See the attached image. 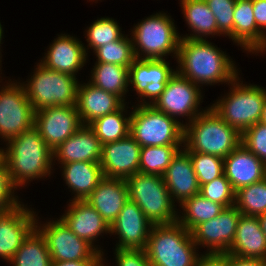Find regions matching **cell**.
<instances>
[{
  "mask_svg": "<svg viewBox=\"0 0 266 266\" xmlns=\"http://www.w3.org/2000/svg\"><path fill=\"white\" fill-rule=\"evenodd\" d=\"M242 215L258 217L266 213V177L235 193V205Z\"/></svg>",
  "mask_w": 266,
  "mask_h": 266,
  "instance_id": "obj_35",
  "label": "cell"
},
{
  "mask_svg": "<svg viewBox=\"0 0 266 266\" xmlns=\"http://www.w3.org/2000/svg\"><path fill=\"white\" fill-rule=\"evenodd\" d=\"M241 144L266 164V125L258 122L242 134Z\"/></svg>",
  "mask_w": 266,
  "mask_h": 266,
  "instance_id": "obj_41",
  "label": "cell"
},
{
  "mask_svg": "<svg viewBox=\"0 0 266 266\" xmlns=\"http://www.w3.org/2000/svg\"><path fill=\"white\" fill-rule=\"evenodd\" d=\"M3 160V149H0V162Z\"/></svg>",
  "mask_w": 266,
  "mask_h": 266,
  "instance_id": "obj_51",
  "label": "cell"
},
{
  "mask_svg": "<svg viewBox=\"0 0 266 266\" xmlns=\"http://www.w3.org/2000/svg\"><path fill=\"white\" fill-rule=\"evenodd\" d=\"M192 160L199 185L211 182L224 174V159L215 155L187 152Z\"/></svg>",
  "mask_w": 266,
  "mask_h": 266,
  "instance_id": "obj_37",
  "label": "cell"
},
{
  "mask_svg": "<svg viewBox=\"0 0 266 266\" xmlns=\"http://www.w3.org/2000/svg\"><path fill=\"white\" fill-rule=\"evenodd\" d=\"M7 146L3 160L16 189L30 179L50 175L53 151L34 127L10 139Z\"/></svg>",
  "mask_w": 266,
  "mask_h": 266,
  "instance_id": "obj_2",
  "label": "cell"
},
{
  "mask_svg": "<svg viewBox=\"0 0 266 266\" xmlns=\"http://www.w3.org/2000/svg\"><path fill=\"white\" fill-rule=\"evenodd\" d=\"M224 175L234 191L266 177V164L240 144L224 158Z\"/></svg>",
  "mask_w": 266,
  "mask_h": 266,
  "instance_id": "obj_19",
  "label": "cell"
},
{
  "mask_svg": "<svg viewBox=\"0 0 266 266\" xmlns=\"http://www.w3.org/2000/svg\"><path fill=\"white\" fill-rule=\"evenodd\" d=\"M62 166L66 184L76 193L73 200H86L104 177L100 163L78 161Z\"/></svg>",
  "mask_w": 266,
  "mask_h": 266,
  "instance_id": "obj_28",
  "label": "cell"
},
{
  "mask_svg": "<svg viewBox=\"0 0 266 266\" xmlns=\"http://www.w3.org/2000/svg\"><path fill=\"white\" fill-rule=\"evenodd\" d=\"M184 17L193 34L181 38L204 39L206 35L218 34L214 14L205 0H181Z\"/></svg>",
  "mask_w": 266,
  "mask_h": 266,
  "instance_id": "obj_29",
  "label": "cell"
},
{
  "mask_svg": "<svg viewBox=\"0 0 266 266\" xmlns=\"http://www.w3.org/2000/svg\"><path fill=\"white\" fill-rule=\"evenodd\" d=\"M118 266H152L143 249H115Z\"/></svg>",
  "mask_w": 266,
  "mask_h": 266,
  "instance_id": "obj_43",
  "label": "cell"
},
{
  "mask_svg": "<svg viewBox=\"0 0 266 266\" xmlns=\"http://www.w3.org/2000/svg\"><path fill=\"white\" fill-rule=\"evenodd\" d=\"M196 246L191 232L176 221L153 225L144 250L152 266H195Z\"/></svg>",
  "mask_w": 266,
  "mask_h": 266,
  "instance_id": "obj_4",
  "label": "cell"
},
{
  "mask_svg": "<svg viewBox=\"0 0 266 266\" xmlns=\"http://www.w3.org/2000/svg\"><path fill=\"white\" fill-rule=\"evenodd\" d=\"M195 266H228V253H206L198 257Z\"/></svg>",
  "mask_w": 266,
  "mask_h": 266,
  "instance_id": "obj_44",
  "label": "cell"
},
{
  "mask_svg": "<svg viewBox=\"0 0 266 266\" xmlns=\"http://www.w3.org/2000/svg\"><path fill=\"white\" fill-rule=\"evenodd\" d=\"M82 125L76 106L47 107L36 111L34 116V128L52 151Z\"/></svg>",
  "mask_w": 266,
  "mask_h": 266,
  "instance_id": "obj_13",
  "label": "cell"
},
{
  "mask_svg": "<svg viewBox=\"0 0 266 266\" xmlns=\"http://www.w3.org/2000/svg\"><path fill=\"white\" fill-rule=\"evenodd\" d=\"M181 208L185 213L177 221L190 232L198 224L215 218L225 209L223 205L208 200L200 193L186 200Z\"/></svg>",
  "mask_w": 266,
  "mask_h": 266,
  "instance_id": "obj_33",
  "label": "cell"
},
{
  "mask_svg": "<svg viewBox=\"0 0 266 266\" xmlns=\"http://www.w3.org/2000/svg\"><path fill=\"white\" fill-rule=\"evenodd\" d=\"M36 228L45 237L52 262L103 260V252L77 237L61 218Z\"/></svg>",
  "mask_w": 266,
  "mask_h": 266,
  "instance_id": "obj_11",
  "label": "cell"
},
{
  "mask_svg": "<svg viewBox=\"0 0 266 266\" xmlns=\"http://www.w3.org/2000/svg\"><path fill=\"white\" fill-rule=\"evenodd\" d=\"M124 110L125 104L118 110L108 113L88 125L94 131L102 145L118 141L130 134L131 116L127 118L123 117Z\"/></svg>",
  "mask_w": 266,
  "mask_h": 266,
  "instance_id": "obj_32",
  "label": "cell"
},
{
  "mask_svg": "<svg viewBox=\"0 0 266 266\" xmlns=\"http://www.w3.org/2000/svg\"><path fill=\"white\" fill-rule=\"evenodd\" d=\"M2 34H3V30H2V25L0 23V44H1V40H2ZM1 46V45H0ZM1 53V52H0ZM1 57V56H0Z\"/></svg>",
  "mask_w": 266,
  "mask_h": 266,
  "instance_id": "obj_50",
  "label": "cell"
},
{
  "mask_svg": "<svg viewBox=\"0 0 266 266\" xmlns=\"http://www.w3.org/2000/svg\"><path fill=\"white\" fill-rule=\"evenodd\" d=\"M242 135L229 126L211 107L189 124H184L186 152H199L225 158L241 144Z\"/></svg>",
  "mask_w": 266,
  "mask_h": 266,
  "instance_id": "obj_3",
  "label": "cell"
},
{
  "mask_svg": "<svg viewBox=\"0 0 266 266\" xmlns=\"http://www.w3.org/2000/svg\"><path fill=\"white\" fill-rule=\"evenodd\" d=\"M77 78L53 71L44 65L37 64L36 71L24 85L27 98L34 111L54 106H76Z\"/></svg>",
  "mask_w": 266,
  "mask_h": 266,
  "instance_id": "obj_7",
  "label": "cell"
},
{
  "mask_svg": "<svg viewBox=\"0 0 266 266\" xmlns=\"http://www.w3.org/2000/svg\"><path fill=\"white\" fill-rule=\"evenodd\" d=\"M24 207L0 212V257L7 262L38 224L34 212Z\"/></svg>",
  "mask_w": 266,
  "mask_h": 266,
  "instance_id": "obj_18",
  "label": "cell"
},
{
  "mask_svg": "<svg viewBox=\"0 0 266 266\" xmlns=\"http://www.w3.org/2000/svg\"><path fill=\"white\" fill-rule=\"evenodd\" d=\"M153 224L138 205L128 199L110 225V232L119 235L115 249H145Z\"/></svg>",
  "mask_w": 266,
  "mask_h": 266,
  "instance_id": "obj_17",
  "label": "cell"
},
{
  "mask_svg": "<svg viewBox=\"0 0 266 266\" xmlns=\"http://www.w3.org/2000/svg\"><path fill=\"white\" fill-rule=\"evenodd\" d=\"M102 262H103L102 260L52 262L51 266H104Z\"/></svg>",
  "mask_w": 266,
  "mask_h": 266,
  "instance_id": "obj_47",
  "label": "cell"
},
{
  "mask_svg": "<svg viewBox=\"0 0 266 266\" xmlns=\"http://www.w3.org/2000/svg\"><path fill=\"white\" fill-rule=\"evenodd\" d=\"M252 4L256 25L266 35L263 31L266 29V0H252Z\"/></svg>",
  "mask_w": 266,
  "mask_h": 266,
  "instance_id": "obj_45",
  "label": "cell"
},
{
  "mask_svg": "<svg viewBox=\"0 0 266 266\" xmlns=\"http://www.w3.org/2000/svg\"><path fill=\"white\" fill-rule=\"evenodd\" d=\"M128 199L125 179L103 177L85 201L111 225Z\"/></svg>",
  "mask_w": 266,
  "mask_h": 266,
  "instance_id": "obj_23",
  "label": "cell"
},
{
  "mask_svg": "<svg viewBox=\"0 0 266 266\" xmlns=\"http://www.w3.org/2000/svg\"><path fill=\"white\" fill-rule=\"evenodd\" d=\"M175 72L165 59L136 58L129 67V83L134 86V90L141 96V99L144 98L142 101L145 97L153 99V102L144 101L140 105L154 104Z\"/></svg>",
  "mask_w": 266,
  "mask_h": 266,
  "instance_id": "obj_15",
  "label": "cell"
},
{
  "mask_svg": "<svg viewBox=\"0 0 266 266\" xmlns=\"http://www.w3.org/2000/svg\"><path fill=\"white\" fill-rule=\"evenodd\" d=\"M169 17L166 13H157L134 27V37L131 40L136 58L164 59L171 52L177 58L181 36L179 37L174 22ZM140 50L145 53L143 58L140 57Z\"/></svg>",
  "mask_w": 266,
  "mask_h": 266,
  "instance_id": "obj_9",
  "label": "cell"
},
{
  "mask_svg": "<svg viewBox=\"0 0 266 266\" xmlns=\"http://www.w3.org/2000/svg\"><path fill=\"white\" fill-rule=\"evenodd\" d=\"M233 40L249 52L266 51V35L256 25L252 0H236Z\"/></svg>",
  "mask_w": 266,
  "mask_h": 266,
  "instance_id": "obj_27",
  "label": "cell"
},
{
  "mask_svg": "<svg viewBox=\"0 0 266 266\" xmlns=\"http://www.w3.org/2000/svg\"><path fill=\"white\" fill-rule=\"evenodd\" d=\"M199 88V85L176 71L169 79L160 97L151 105L174 119L177 115L189 116V122H191L203 113L197 110L202 97Z\"/></svg>",
  "mask_w": 266,
  "mask_h": 266,
  "instance_id": "obj_12",
  "label": "cell"
},
{
  "mask_svg": "<svg viewBox=\"0 0 266 266\" xmlns=\"http://www.w3.org/2000/svg\"><path fill=\"white\" fill-rule=\"evenodd\" d=\"M260 227L262 232L265 234L266 237V213L258 216Z\"/></svg>",
  "mask_w": 266,
  "mask_h": 266,
  "instance_id": "obj_48",
  "label": "cell"
},
{
  "mask_svg": "<svg viewBox=\"0 0 266 266\" xmlns=\"http://www.w3.org/2000/svg\"><path fill=\"white\" fill-rule=\"evenodd\" d=\"M176 70L194 84L231 83L238 76L235 64L205 39L181 38Z\"/></svg>",
  "mask_w": 266,
  "mask_h": 266,
  "instance_id": "obj_1",
  "label": "cell"
},
{
  "mask_svg": "<svg viewBox=\"0 0 266 266\" xmlns=\"http://www.w3.org/2000/svg\"><path fill=\"white\" fill-rule=\"evenodd\" d=\"M214 14L218 34H225L233 40V18L236 0H205Z\"/></svg>",
  "mask_w": 266,
  "mask_h": 266,
  "instance_id": "obj_40",
  "label": "cell"
},
{
  "mask_svg": "<svg viewBox=\"0 0 266 266\" xmlns=\"http://www.w3.org/2000/svg\"><path fill=\"white\" fill-rule=\"evenodd\" d=\"M97 62L122 65L129 68L136 59L132 40L123 36L121 39L110 42L97 48L95 51Z\"/></svg>",
  "mask_w": 266,
  "mask_h": 266,
  "instance_id": "obj_36",
  "label": "cell"
},
{
  "mask_svg": "<svg viewBox=\"0 0 266 266\" xmlns=\"http://www.w3.org/2000/svg\"><path fill=\"white\" fill-rule=\"evenodd\" d=\"M227 253L242 258L266 260V237L258 217L240 216L234 241Z\"/></svg>",
  "mask_w": 266,
  "mask_h": 266,
  "instance_id": "obj_26",
  "label": "cell"
},
{
  "mask_svg": "<svg viewBox=\"0 0 266 266\" xmlns=\"http://www.w3.org/2000/svg\"><path fill=\"white\" fill-rule=\"evenodd\" d=\"M13 188L16 187L12 183L5 161L2 160L0 162V212L12 210L21 205L17 198L13 197Z\"/></svg>",
  "mask_w": 266,
  "mask_h": 266,
  "instance_id": "obj_42",
  "label": "cell"
},
{
  "mask_svg": "<svg viewBox=\"0 0 266 266\" xmlns=\"http://www.w3.org/2000/svg\"><path fill=\"white\" fill-rule=\"evenodd\" d=\"M75 37L62 34L49 47L41 64L45 67L74 77L86 62V48Z\"/></svg>",
  "mask_w": 266,
  "mask_h": 266,
  "instance_id": "obj_24",
  "label": "cell"
},
{
  "mask_svg": "<svg viewBox=\"0 0 266 266\" xmlns=\"http://www.w3.org/2000/svg\"><path fill=\"white\" fill-rule=\"evenodd\" d=\"M261 123H264L266 125V97H265V102L263 106V113H262V118H261Z\"/></svg>",
  "mask_w": 266,
  "mask_h": 266,
  "instance_id": "obj_49",
  "label": "cell"
},
{
  "mask_svg": "<svg viewBox=\"0 0 266 266\" xmlns=\"http://www.w3.org/2000/svg\"><path fill=\"white\" fill-rule=\"evenodd\" d=\"M120 31V27L114 19H97L86 31L88 45L95 51L103 45L121 39L124 35Z\"/></svg>",
  "mask_w": 266,
  "mask_h": 266,
  "instance_id": "obj_38",
  "label": "cell"
},
{
  "mask_svg": "<svg viewBox=\"0 0 266 266\" xmlns=\"http://www.w3.org/2000/svg\"><path fill=\"white\" fill-rule=\"evenodd\" d=\"M67 213L61 219L79 238L89 243L97 252L101 250L92 244L101 233H110V225L85 200H71Z\"/></svg>",
  "mask_w": 266,
  "mask_h": 266,
  "instance_id": "obj_20",
  "label": "cell"
},
{
  "mask_svg": "<svg viewBox=\"0 0 266 266\" xmlns=\"http://www.w3.org/2000/svg\"><path fill=\"white\" fill-rule=\"evenodd\" d=\"M129 199L134 201L153 225L178 220L174 199L162 176L136 173L126 179Z\"/></svg>",
  "mask_w": 266,
  "mask_h": 266,
  "instance_id": "obj_6",
  "label": "cell"
},
{
  "mask_svg": "<svg viewBox=\"0 0 266 266\" xmlns=\"http://www.w3.org/2000/svg\"><path fill=\"white\" fill-rule=\"evenodd\" d=\"M91 81L94 86L119 96L122 100L128 91L129 68L122 65L96 62L92 70Z\"/></svg>",
  "mask_w": 266,
  "mask_h": 266,
  "instance_id": "obj_30",
  "label": "cell"
},
{
  "mask_svg": "<svg viewBox=\"0 0 266 266\" xmlns=\"http://www.w3.org/2000/svg\"><path fill=\"white\" fill-rule=\"evenodd\" d=\"M8 262L13 266H51L47 242L37 228L29 234Z\"/></svg>",
  "mask_w": 266,
  "mask_h": 266,
  "instance_id": "obj_31",
  "label": "cell"
},
{
  "mask_svg": "<svg viewBox=\"0 0 266 266\" xmlns=\"http://www.w3.org/2000/svg\"><path fill=\"white\" fill-rule=\"evenodd\" d=\"M124 104L119 96L106 92L90 82L78 84L76 107L83 125L118 110Z\"/></svg>",
  "mask_w": 266,
  "mask_h": 266,
  "instance_id": "obj_25",
  "label": "cell"
},
{
  "mask_svg": "<svg viewBox=\"0 0 266 266\" xmlns=\"http://www.w3.org/2000/svg\"><path fill=\"white\" fill-rule=\"evenodd\" d=\"M141 146L129 134L103 145L101 168L104 177L127 179L139 172Z\"/></svg>",
  "mask_w": 266,
  "mask_h": 266,
  "instance_id": "obj_16",
  "label": "cell"
},
{
  "mask_svg": "<svg viewBox=\"0 0 266 266\" xmlns=\"http://www.w3.org/2000/svg\"><path fill=\"white\" fill-rule=\"evenodd\" d=\"M241 215V212L232 206L225 208L215 218L198 224L191 231L194 243L209 247L208 253H227L234 241Z\"/></svg>",
  "mask_w": 266,
  "mask_h": 266,
  "instance_id": "obj_14",
  "label": "cell"
},
{
  "mask_svg": "<svg viewBox=\"0 0 266 266\" xmlns=\"http://www.w3.org/2000/svg\"><path fill=\"white\" fill-rule=\"evenodd\" d=\"M266 260L242 258L228 254V266H265Z\"/></svg>",
  "mask_w": 266,
  "mask_h": 266,
  "instance_id": "obj_46",
  "label": "cell"
},
{
  "mask_svg": "<svg viewBox=\"0 0 266 266\" xmlns=\"http://www.w3.org/2000/svg\"><path fill=\"white\" fill-rule=\"evenodd\" d=\"M131 113L130 135L141 147L183 143V123L153 105H138Z\"/></svg>",
  "mask_w": 266,
  "mask_h": 266,
  "instance_id": "obj_8",
  "label": "cell"
},
{
  "mask_svg": "<svg viewBox=\"0 0 266 266\" xmlns=\"http://www.w3.org/2000/svg\"><path fill=\"white\" fill-rule=\"evenodd\" d=\"M238 79L230 83L233 86L228 96L219 99L211 109L242 135L261 121L266 90L257 85H242Z\"/></svg>",
  "mask_w": 266,
  "mask_h": 266,
  "instance_id": "obj_5",
  "label": "cell"
},
{
  "mask_svg": "<svg viewBox=\"0 0 266 266\" xmlns=\"http://www.w3.org/2000/svg\"><path fill=\"white\" fill-rule=\"evenodd\" d=\"M4 87L0 91V136L9 141L34 127L35 111L23 84Z\"/></svg>",
  "mask_w": 266,
  "mask_h": 266,
  "instance_id": "obj_10",
  "label": "cell"
},
{
  "mask_svg": "<svg viewBox=\"0 0 266 266\" xmlns=\"http://www.w3.org/2000/svg\"><path fill=\"white\" fill-rule=\"evenodd\" d=\"M199 193L208 200L223 205L225 208L235 205L236 192L224 174L211 182L201 185Z\"/></svg>",
  "mask_w": 266,
  "mask_h": 266,
  "instance_id": "obj_39",
  "label": "cell"
},
{
  "mask_svg": "<svg viewBox=\"0 0 266 266\" xmlns=\"http://www.w3.org/2000/svg\"><path fill=\"white\" fill-rule=\"evenodd\" d=\"M182 145L141 147L139 173L162 176Z\"/></svg>",
  "mask_w": 266,
  "mask_h": 266,
  "instance_id": "obj_34",
  "label": "cell"
},
{
  "mask_svg": "<svg viewBox=\"0 0 266 266\" xmlns=\"http://www.w3.org/2000/svg\"><path fill=\"white\" fill-rule=\"evenodd\" d=\"M162 177L170 196L180 205L200 192L192 160L185 150L177 152Z\"/></svg>",
  "mask_w": 266,
  "mask_h": 266,
  "instance_id": "obj_21",
  "label": "cell"
},
{
  "mask_svg": "<svg viewBox=\"0 0 266 266\" xmlns=\"http://www.w3.org/2000/svg\"><path fill=\"white\" fill-rule=\"evenodd\" d=\"M103 145L88 125H82L71 137L53 151L61 164L70 162L100 163Z\"/></svg>",
  "mask_w": 266,
  "mask_h": 266,
  "instance_id": "obj_22",
  "label": "cell"
}]
</instances>
